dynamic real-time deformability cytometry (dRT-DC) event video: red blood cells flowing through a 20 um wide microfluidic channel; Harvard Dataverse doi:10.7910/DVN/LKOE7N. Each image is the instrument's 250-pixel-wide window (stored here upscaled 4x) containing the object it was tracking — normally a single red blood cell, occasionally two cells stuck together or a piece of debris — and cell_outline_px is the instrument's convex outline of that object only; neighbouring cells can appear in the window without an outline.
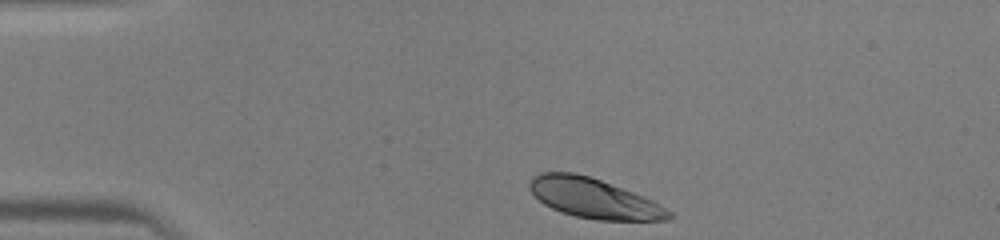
{"species": "human", "species_latin": "Homo sapiens", "temperature_condition": "warm", "stored_images_in_passage": 33, "camera_frame_rate_fps": 3000, "um_per_image_px": 0.085, "donor": {"sex": "male"}, "frame": {"image": 1, "passage_image": 1, "time_ms": 0.0, "image_size_px": [1000, 240], "cell_outline_px": [[672, 216], [668, 220], [596, 220], [576, 216], [560, 212], [544, 204], [532, 192], [528, 184], [532, 176], [540, 172], [572, 172], [588, 176], [600, 180], [632, 192], [652, 200], [672, 212]], "centroid_in_image_um": [50.45, 16.85], "position_along_channel_um": 34.6, "area_um2": 31.96}}
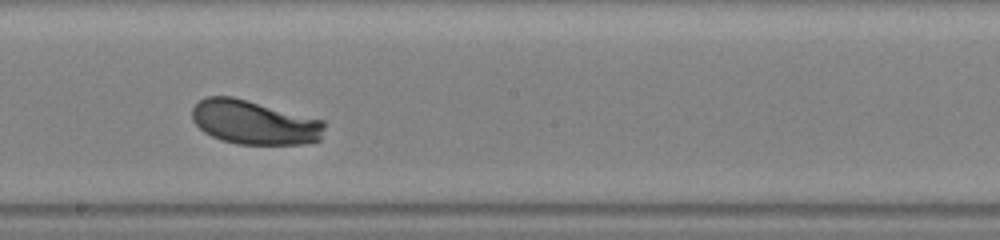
{"frame": {"image": 2, "passage_image": 18, "time_ms": 5.667, "image_size_px": [1000, 240], "cell_outline_px": [[324, 128], [320, 140], [304, 144], [236, 144], [220, 140], [204, 132], [192, 120], [192, 108], [200, 100], [208, 96], [232, 96], [324, 120]], "centroid_in_image_um": [21.6, 10.41], "position_along_channel_um": 226.6, "area_um2": 33.99}}
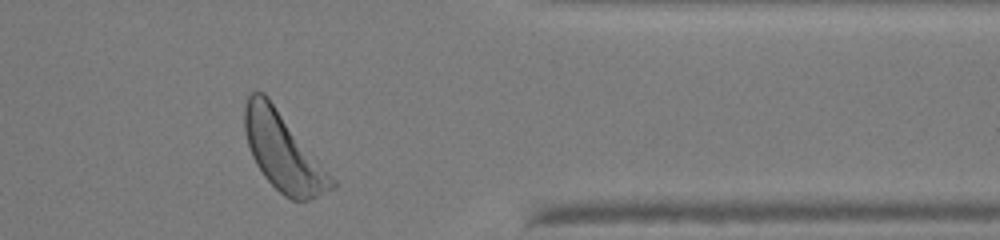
{"frame": {"image": 3, "passage_image": 30, "time_ms": 9.667, "image_size_px": [1000, 240], "cell_outline_px": [[336, 184], [332, 188], [308, 200], [292, 200], [284, 196], [264, 176], [256, 164], [252, 156], [248, 144], [244, 128], [244, 104], [248, 96], [256, 88], [264, 92], [268, 96], [336, 180]], "centroid_in_image_um": [24.05, 12.86], "position_along_channel_um": 387.4, "area_um2": 39.25}}